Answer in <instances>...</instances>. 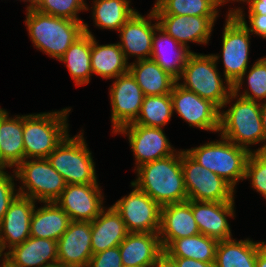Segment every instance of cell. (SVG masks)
<instances>
[{
    "label": "cell",
    "mask_w": 266,
    "mask_h": 267,
    "mask_svg": "<svg viewBox=\"0 0 266 267\" xmlns=\"http://www.w3.org/2000/svg\"><path fill=\"white\" fill-rule=\"evenodd\" d=\"M134 170L138 177L131 183L161 207L188 200L182 172V150Z\"/></svg>",
    "instance_id": "cell-1"
},
{
    "label": "cell",
    "mask_w": 266,
    "mask_h": 267,
    "mask_svg": "<svg viewBox=\"0 0 266 267\" xmlns=\"http://www.w3.org/2000/svg\"><path fill=\"white\" fill-rule=\"evenodd\" d=\"M25 24L34 46L59 60L84 33V22L42 13L29 5Z\"/></svg>",
    "instance_id": "cell-2"
},
{
    "label": "cell",
    "mask_w": 266,
    "mask_h": 267,
    "mask_svg": "<svg viewBox=\"0 0 266 267\" xmlns=\"http://www.w3.org/2000/svg\"><path fill=\"white\" fill-rule=\"evenodd\" d=\"M236 100L226 111H221L219 116V132L223 138L232 143L249 149V145L263 143L256 151H265V133L261 118V102L242 98L235 93L228 96L224 108L232 99ZM231 99V100H230Z\"/></svg>",
    "instance_id": "cell-3"
},
{
    "label": "cell",
    "mask_w": 266,
    "mask_h": 267,
    "mask_svg": "<svg viewBox=\"0 0 266 267\" xmlns=\"http://www.w3.org/2000/svg\"><path fill=\"white\" fill-rule=\"evenodd\" d=\"M61 111L23 115L24 160L47 158L68 135L67 115Z\"/></svg>",
    "instance_id": "cell-4"
},
{
    "label": "cell",
    "mask_w": 266,
    "mask_h": 267,
    "mask_svg": "<svg viewBox=\"0 0 266 267\" xmlns=\"http://www.w3.org/2000/svg\"><path fill=\"white\" fill-rule=\"evenodd\" d=\"M200 165L229 183L234 189L245 179L246 164L251 151L221 136L218 141L185 150Z\"/></svg>",
    "instance_id": "cell-5"
},
{
    "label": "cell",
    "mask_w": 266,
    "mask_h": 267,
    "mask_svg": "<svg viewBox=\"0 0 266 267\" xmlns=\"http://www.w3.org/2000/svg\"><path fill=\"white\" fill-rule=\"evenodd\" d=\"M220 57L215 54L204 55L192 52L180 77L184 81L178 84L201 98L210 100L221 111L228 96L233 92V86H225L218 72L217 60Z\"/></svg>",
    "instance_id": "cell-6"
},
{
    "label": "cell",
    "mask_w": 266,
    "mask_h": 267,
    "mask_svg": "<svg viewBox=\"0 0 266 267\" xmlns=\"http://www.w3.org/2000/svg\"><path fill=\"white\" fill-rule=\"evenodd\" d=\"M69 136L48 155L47 160L67 184L97 183L95 162L83 133Z\"/></svg>",
    "instance_id": "cell-7"
},
{
    "label": "cell",
    "mask_w": 266,
    "mask_h": 267,
    "mask_svg": "<svg viewBox=\"0 0 266 267\" xmlns=\"http://www.w3.org/2000/svg\"><path fill=\"white\" fill-rule=\"evenodd\" d=\"M222 35V59L224 64L225 85L233 86L238 94L247 73L250 32L236 17L227 16Z\"/></svg>",
    "instance_id": "cell-8"
},
{
    "label": "cell",
    "mask_w": 266,
    "mask_h": 267,
    "mask_svg": "<svg viewBox=\"0 0 266 267\" xmlns=\"http://www.w3.org/2000/svg\"><path fill=\"white\" fill-rule=\"evenodd\" d=\"M14 170L24 186H19V195L41 203L54 202L67 185L47 158L25 159Z\"/></svg>",
    "instance_id": "cell-9"
},
{
    "label": "cell",
    "mask_w": 266,
    "mask_h": 267,
    "mask_svg": "<svg viewBox=\"0 0 266 267\" xmlns=\"http://www.w3.org/2000/svg\"><path fill=\"white\" fill-rule=\"evenodd\" d=\"M182 172L188 200L234 201V188L182 150Z\"/></svg>",
    "instance_id": "cell-10"
},
{
    "label": "cell",
    "mask_w": 266,
    "mask_h": 267,
    "mask_svg": "<svg viewBox=\"0 0 266 267\" xmlns=\"http://www.w3.org/2000/svg\"><path fill=\"white\" fill-rule=\"evenodd\" d=\"M134 188L129 195L122 197L113 207L120 213L128 232L159 233L161 206L146 193Z\"/></svg>",
    "instance_id": "cell-11"
},
{
    "label": "cell",
    "mask_w": 266,
    "mask_h": 267,
    "mask_svg": "<svg viewBox=\"0 0 266 267\" xmlns=\"http://www.w3.org/2000/svg\"><path fill=\"white\" fill-rule=\"evenodd\" d=\"M170 97L173 112H177L190 127L219 133L220 109L210 100L183 88L178 82L174 84Z\"/></svg>",
    "instance_id": "cell-12"
},
{
    "label": "cell",
    "mask_w": 266,
    "mask_h": 267,
    "mask_svg": "<svg viewBox=\"0 0 266 267\" xmlns=\"http://www.w3.org/2000/svg\"><path fill=\"white\" fill-rule=\"evenodd\" d=\"M116 133L128 136L137 168L145 163L170 156L176 152L162 128L130 123L118 129Z\"/></svg>",
    "instance_id": "cell-13"
},
{
    "label": "cell",
    "mask_w": 266,
    "mask_h": 267,
    "mask_svg": "<svg viewBox=\"0 0 266 267\" xmlns=\"http://www.w3.org/2000/svg\"><path fill=\"white\" fill-rule=\"evenodd\" d=\"M109 93L112 133H115L137 119L145 95L130 72L115 78Z\"/></svg>",
    "instance_id": "cell-14"
},
{
    "label": "cell",
    "mask_w": 266,
    "mask_h": 267,
    "mask_svg": "<svg viewBox=\"0 0 266 267\" xmlns=\"http://www.w3.org/2000/svg\"><path fill=\"white\" fill-rule=\"evenodd\" d=\"M103 195L98 183L67 184L54 201L71 221H93L102 211Z\"/></svg>",
    "instance_id": "cell-15"
},
{
    "label": "cell",
    "mask_w": 266,
    "mask_h": 267,
    "mask_svg": "<svg viewBox=\"0 0 266 267\" xmlns=\"http://www.w3.org/2000/svg\"><path fill=\"white\" fill-rule=\"evenodd\" d=\"M147 15L145 18L135 11L119 29L121 41L118 43L126 60L129 56H136L137 60L150 59L152 55L153 36L159 24L153 8ZM152 20L157 22L152 24Z\"/></svg>",
    "instance_id": "cell-16"
},
{
    "label": "cell",
    "mask_w": 266,
    "mask_h": 267,
    "mask_svg": "<svg viewBox=\"0 0 266 267\" xmlns=\"http://www.w3.org/2000/svg\"><path fill=\"white\" fill-rule=\"evenodd\" d=\"M33 199L18 195L0 221V249L22 244L30 237V224L35 208Z\"/></svg>",
    "instance_id": "cell-17"
},
{
    "label": "cell",
    "mask_w": 266,
    "mask_h": 267,
    "mask_svg": "<svg viewBox=\"0 0 266 267\" xmlns=\"http://www.w3.org/2000/svg\"><path fill=\"white\" fill-rule=\"evenodd\" d=\"M58 264L87 267L92 257L91 222L71 221L57 241Z\"/></svg>",
    "instance_id": "cell-18"
},
{
    "label": "cell",
    "mask_w": 266,
    "mask_h": 267,
    "mask_svg": "<svg viewBox=\"0 0 266 267\" xmlns=\"http://www.w3.org/2000/svg\"><path fill=\"white\" fill-rule=\"evenodd\" d=\"M218 16L156 15L159 27L181 45L207 44Z\"/></svg>",
    "instance_id": "cell-19"
},
{
    "label": "cell",
    "mask_w": 266,
    "mask_h": 267,
    "mask_svg": "<svg viewBox=\"0 0 266 267\" xmlns=\"http://www.w3.org/2000/svg\"><path fill=\"white\" fill-rule=\"evenodd\" d=\"M234 201L209 202L192 200V212L200 233L217 241L232 238L227 217H234Z\"/></svg>",
    "instance_id": "cell-20"
},
{
    "label": "cell",
    "mask_w": 266,
    "mask_h": 267,
    "mask_svg": "<svg viewBox=\"0 0 266 267\" xmlns=\"http://www.w3.org/2000/svg\"><path fill=\"white\" fill-rule=\"evenodd\" d=\"M10 267H48L58 264L57 241L29 237L22 244L4 253Z\"/></svg>",
    "instance_id": "cell-21"
},
{
    "label": "cell",
    "mask_w": 266,
    "mask_h": 267,
    "mask_svg": "<svg viewBox=\"0 0 266 267\" xmlns=\"http://www.w3.org/2000/svg\"><path fill=\"white\" fill-rule=\"evenodd\" d=\"M199 233L192 212V200L162 206L159 238L163 250L173 240Z\"/></svg>",
    "instance_id": "cell-22"
},
{
    "label": "cell",
    "mask_w": 266,
    "mask_h": 267,
    "mask_svg": "<svg viewBox=\"0 0 266 267\" xmlns=\"http://www.w3.org/2000/svg\"><path fill=\"white\" fill-rule=\"evenodd\" d=\"M122 265L151 267L164 256L159 233L129 232L120 243Z\"/></svg>",
    "instance_id": "cell-23"
},
{
    "label": "cell",
    "mask_w": 266,
    "mask_h": 267,
    "mask_svg": "<svg viewBox=\"0 0 266 267\" xmlns=\"http://www.w3.org/2000/svg\"><path fill=\"white\" fill-rule=\"evenodd\" d=\"M157 33L160 34L157 36ZM189 49L181 45L158 26L153 36L150 59L155 61L162 70L179 82L185 68V63L192 53Z\"/></svg>",
    "instance_id": "cell-24"
},
{
    "label": "cell",
    "mask_w": 266,
    "mask_h": 267,
    "mask_svg": "<svg viewBox=\"0 0 266 267\" xmlns=\"http://www.w3.org/2000/svg\"><path fill=\"white\" fill-rule=\"evenodd\" d=\"M23 160V115L12 118L0 108V170L16 168Z\"/></svg>",
    "instance_id": "cell-25"
},
{
    "label": "cell",
    "mask_w": 266,
    "mask_h": 267,
    "mask_svg": "<svg viewBox=\"0 0 266 267\" xmlns=\"http://www.w3.org/2000/svg\"><path fill=\"white\" fill-rule=\"evenodd\" d=\"M107 209L103 208L91 221L92 254L119 246L129 233L120 213L113 205Z\"/></svg>",
    "instance_id": "cell-26"
},
{
    "label": "cell",
    "mask_w": 266,
    "mask_h": 267,
    "mask_svg": "<svg viewBox=\"0 0 266 267\" xmlns=\"http://www.w3.org/2000/svg\"><path fill=\"white\" fill-rule=\"evenodd\" d=\"M84 32L91 34V69L104 79H115L129 72V64L119 43L99 45L88 24L84 23Z\"/></svg>",
    "instance_id": "cell-27"
},
{
    "label": "cell",
    "mask_w": 266,
    "mask_h": 267,
    "mask_svg": "<svg viewBox=\"0 0 266 267\" xmlns=\"http://www.w3.org/2000/svg\"><path fill=\"white\" fill-rule=\"evenodd\" d=\"M34 208L30 224V236L58 241L71 222L68 214L55 202H44Z\"/></svg>",
    "instance_id": "cell-28"
},
{
    "label": "cell",
    "mask_w": 266,
    "mask_h": 267,
    "mask_svg": "<svg viewBox=\"0 0 266 267\" xmlns=\"http://www.w3.org/2000/svg\"><path fill=\"white\" fill-rule=\"evenodd\" d=\"M129 72L145 96L171 94L172 88L177 82L152 59L129 63Z\"/></svg>",
    "instance_id": "cell-29"
},
{
    "label": "cell",
    "mask_w": 266,
    "mask_h": 267,
    "mask_svg": "<svg viewBox=\"0 0 266 267\" xmlns=\"http://www.w3.org/2000/svg\"><path fill=\"white\" fill-rule=\"evenodd\" d=\"M266 242L252 240H233V238L218 241L215 267H256L258 250Z\"/></svg>",
    "instance_id": "cell-30"
},
{
    "label": "cell",
    "mask_w": 266,
    "mask_h": 267,
    "mask_svg": "<svg viewBox=\"0 0 266 267\" xmlns=\"http://www.w3.org/2000/svg\"><path fill=\"white\" fill-rule=\"evenodd\" d=\"M218 241L201 233L173 240L165 249L166 258H189L214 263Z\"/></svg>",
    "instance_id": "cell-31"
},
{
    "label": "cell",
    "mask_w": 266,
    "mask_h": 267,
    "mask_svg": "<svg viewBox=\"0 0 266 267\" xmlns=\"http://www.w3.org/2000/svg\"><path fill=\"white\" fill-rule=\"evenodd\" d=\"M66 63L69 73L77 86L90 82L91 69V34L83 33L58 60Z\"/></svg>",
    "instance_id": "cell-32"
},
{
    "label": "cell",
    "mask_w": 266,
    "mask_h": 267,
    "mask_svg": "<svg viewBox=\"0 0 266 267\" xmlns=\"http://www.w3.org/2000/svg\"><path fill=\"white\" fill-rule=\"evenodd\" d=\"M92 17L97 27L117 30L136 11L130 7V0H94Z\"/></svg>",
    "instance_id": "cell-33"
},
{
    "label": "cell",
    "mask_w": 266,
    "mask_h": 267,
    "mask_svg": "<svg viewBox=\"0 0 266 267\" xmlns=\"http://www.w3.org/2000/svg\"><path fill=\"white\" fill-rule=\"evenodd\" d=\"M173 113L170 94L144 96L140 113L133 123L162 128L170 121Z\"/></svg>",
    "instance_id": "cell-34"
},
{
    "label": "cell",
    "mask_w": 266,
    "mask_h": 267,
    "mask_svg": "<svg viewBox=\"0 0 266 267\" xmlns=\"http://www.w3.org/2000/svg\"><path fill=\"white\" fill-rule=\"evenodd\" d=\"M216 0H162L155 15L218 16Z\"/></svg>",
    "instance_id": "cell-35"
},
{
    "label": "cell",
    "mask_w": 266,
    "mask_h": 267,
    "mask_svg": "<svg viewBox=\"0 0 266 267\" xmlns=\"http://www.w3.org/2000/svg\"><path fill=\"white\" fill-rule=\"evenodd\" d=\"M27 1L30 7L42 13L75 21H82L77 14L88 10L84 0H25Z\"/></svg>",
    "instance_id": "cell-36"
},
{
    "label": "cell",
    "mask_w": 266,
    "mask_h": 267,
    "mask_svg": "<svg viewBox=\"0 0 266 267\" xmlns=\"http://www.w3.org/2000/svg\"><path fill=\"white\" fill-rule=\"evenodd\" d=\"M246 78L249 88L243 91L244 93L236 95L255 102H266V57L258 59L252 65Z\"/></svg>",
    "instance_id": "cell-37"
},
{
    "label": "cell",
    "mask_w": 266,
    "mask_h": 267,
    "mask_svg": "<svg viewBox=\"0 0 266 267\" xmlns=\"http://www.w3.org/2000/svg\"><path fill=\"white\" fill-rule=\"evenodd\" d=\"M247 178L251 179L252 188L266 198V151H251L246 164Z\"/></svg>",
    "instance_id": "cell-38"
},
{
    "label": "cell",
    "mask_w": 266,
    "mask_h": 267,
    "mask_svg": "<svg viewBox=\"0 0 266 267\" xmlns=\"http://www.w3.org/2000/svg\"><path fill=\"white\" fill-rule=\"evenodd\" d=\"M13 173L14 175L10 176L4 169L0 170V221L3 219L10 204L19 195L18 191L15 189L13 179L14 176L16 177L15 170H13Z\"/></svg>",
    "instance_id": "cell-39"
},
{
    "label": "cell",
    "mask_w": 266,
    "mask_h": 267,
    "mask_svg": "<svg viewBox=\"0 0 266 267\" xmlns=\"http://www.w3.org/2000/svg\"><path fill=\"white\" fill-rule=\"evenodd\" d=\"M227 16H236L248 29V31L252 34H256L258 36L266 39V15L261 14H249V26L247 21L245 20V15L243 14L242 8L230 9L227 13Z\"/></svg>",
    "instance_id": "cell-40"
},
{
    "label": "cell",
    "mask_w": 266,
    "mask_h": 267,
    "mask_svg": "<svg viewBox=\"0 0 266 267\" xmlns=\"http://www.w3.org/2000/svg\"><path fill=\"white\" fill-rule=\"evenodd\" d=\"M87 267H122L119 247H113L93 254Z\"/></svg>",
    "instance_id": "cell-41"
},
{
    "label": "cell",
    "mask_w": 266,
    "mask_h": 267,
    "mask_svg": "<svg viewBox=\"0 0 266 267\" xmlns=\"http://www.w3.org/2000/svg\"><path fill=\"white\" fill-rule=\"evenodd\" d=\"M175 267H215L214 263L201 262L189 258H167Z\"/></svg>",
    "instance_id": "cell-42"
},
{
    "label": "cell",
    "mask_w": 266,
    "mask_h": 267,
    "mask_svg": "<svg viewBox=\"0 0 266 267\" xmlns=\"http://www.w3.org/2000/svg\"><path fill=\"white\" fill-rule=\"evenodd\" d=\"M248 6L249 14L266 15V0H251Z\"/></svg>",
    "instance_id": "cell-43"
},
{
    "label": "cell",
    "mask_w": 266,
    "mask_h": 267,
    "mask_svg": "<svg viewBox=\"0 0 266 267\" xmlns=\"http://www.w3.org/2000/svg\"><path fill=\"white\" fill-rule=\"evenodd\" d=\"M256 267H266V243L258 250Z\"/></svg>",
    "instance_id": "cell-44"
},
{
    "label": "cell",
    "mask_w": 266,
    "mask_h": 267,
    "mask_svg": "<svg viewBox=\"0 0 266 267\" xmlns=\"http://www.w3.org/2000/svg\"><path fill=\"white\" fill-rule=\"evenodd\" d=\"M261 118H262L263 130L265 133V151H266V102L262 103L261 106Z\"/></svg>",
    "instance_id": "cell-45"
},
{
    "label": "cell",
    "mask_w": 266,
    "mask_h": 267,
    "mask_svg": "<svg viewBox=\"0 0 266 267\" xmlns=\"http://www.w3.org/2000/svg\"><path fill=\"white\" fill-rule=\"evenodd\" d=\"M229 1L230 0H216V3H217V6L220 7L221 5L223 6L224 3L229 2ZM231 1H234V2L235 1H237V2L238 1H240V2L242 1V2H246V3H250L251 2V0H231Z\"/></svg>",
    "instance_id": "cell-46"
},
{
    "label": "cell",
    "mask_w": 266,
    "mask_h": 267,
    "mask_svg": "<svg viewBox=\"0 0 266 267\" xmlns=\"http://www.w3.org/2000/svg\"><path fill=\"white\" fill-rule=\"evenodd\" d=\"M162 267H175L174 264L165 256L162 257Z\"/></svg>",
    "instance_id": "cell-47"
},
{
    "label": "cell",
    "mask_w": 266,
    "mask_h": 267,
    "mask_svg": "<svg viewBox=\"0 0 266 267\" xmlns=\"http://www.w3.org/2000/svg\"><path fill=\"white\" fill-rule=\"evenodd\" d=\"M151 267H162V258L158 261V263Z\"/></svg>",
    "instance_id": "cell-48"
},
{
    "label": "cell",
    "mask_w": 266,
    "mask_h": 267,
    "mask_svg": "<svg viewBox=\"0 0 266 267\" xmlns=\"http://www.w3.org/2000/svg\"><path fill=\"white\" fill-rule=\"evenodd\" d=\"M0 260H2V263H1V266L0 267H10L8 264H6L4 262V258L3 259H0Z\"/></svg>",
    "instance_id": "cell-49"
},
{
    "label": "cell",
    "mask_w": 266,
    "mask_h": 267,
    "mask_svg": "<svg viewBox=\"0 0 266 267\" xmlns=\"http://www.w3.org/2000/svg\"><path fill=\"white\" fill-rule=\"evenodd\" d=\"M48 267H70V266H64V265H60V264H55V265L48 266Z\"/></svg>",
    "instance_id": "cell-50"
},
{
    "label": "cell",
    "mask_w": 266,
    "mask_h": 267,
    "mask_svg": "<svg viewBox=\"0 0 266 267\" xmlns=\"http://www.w3.org/2000/svg\"><path fill=\"white\" fill-rule=\"evenodd\" d=\"M162 0H157L156 3L154 4V7H156Z\"/></svg>",
    "instance_id": "cell-51"
},
{
    "label": "cell",
    "mask_w": 266,
    "mask_h": 267,
    "mask_svg": "<svg viewBox=\"0 0 266 267\" xmlns=\"http://www.w3.org/2000/svg\"><path fill=\"white\" fill-rule=\"evenodd\" d=\"M3 255H4V253H2V251L0 249V258H2Z\"/></svg>",
    "instance_id": "cell-52"
}]
</instances>
